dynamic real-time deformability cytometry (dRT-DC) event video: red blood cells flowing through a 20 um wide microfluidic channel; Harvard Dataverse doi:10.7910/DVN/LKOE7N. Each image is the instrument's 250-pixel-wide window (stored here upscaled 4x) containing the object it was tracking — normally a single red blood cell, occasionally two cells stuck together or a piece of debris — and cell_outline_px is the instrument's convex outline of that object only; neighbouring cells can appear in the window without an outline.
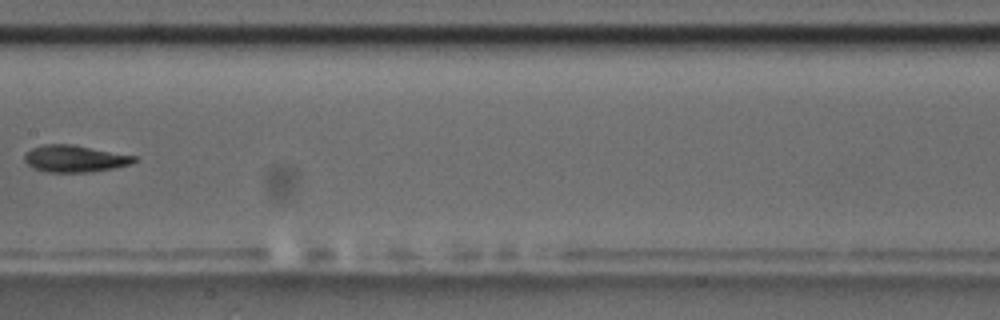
{"species": "common noctule bat (a hibernating species)", "species_latin": "Nyctalus noctula", "temperature_condition": "room temperature", "stored_images_in_passage": 7, "camera_frame_rate_fps": 3000, "um_per_image_px": 0.085, "animal": {"sex": "male", "body_mass_g": 17.5, "forearm_length_mm": 52.3}, "frame": {"image": 1, "passage_image": 6, "time_ms": 6.667, "image_size_px": [1000, 320], "cell_outline_px": [[136, 160], [132, 164], [112, 168], [88, 172], [48, 172], [32, 168], [24, 160], [24, 156], [32, 148], [44, 144], [72, 144], [136, 156]], "centroid_in_image_um": [6.34, 13.48], "position_along_channel_um": 201.1, "area_um2": 17.05}}
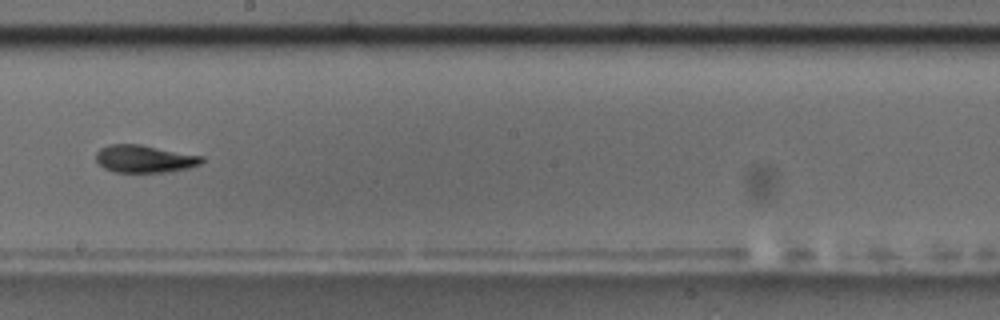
{"frame": {"image": 2, "passage_image": 7, "time_ms": 7.667, "image_size_px": [1000, 320], "cell_outline_px": [[204, 160], [200, 164], [188, 168], [164, 172], [116, 172], [104, 168], [96, 160], [96, 152], [100, 148], [108, 144], [140, 144], [204, 156]], "centroid_in_image_um": [12.28, 13.49], "position_along_channel_um": 235.9, "area_um2": 16.99}}